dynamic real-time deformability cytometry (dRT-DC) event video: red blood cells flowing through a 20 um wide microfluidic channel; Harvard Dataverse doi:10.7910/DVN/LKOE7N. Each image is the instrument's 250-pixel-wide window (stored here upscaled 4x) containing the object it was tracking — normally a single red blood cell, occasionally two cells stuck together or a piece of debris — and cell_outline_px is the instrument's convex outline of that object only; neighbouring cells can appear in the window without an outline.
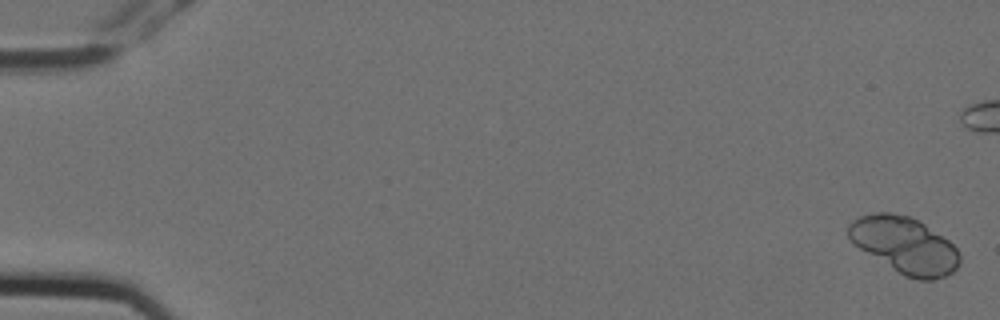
{"species": "Egyptian fruit bat (a non-hibernating species)", "species_latin": "Rousettus aegyptiacus", "temperature_condition": "cold", "stored_images_in_passage": 3, "camera_frame_rate_fps": 3000, "um_per_image_px": 0.085, "animal": {"sex": "female"}, "frame": {"image": 1, "passage_image": 1, "time_ms": 0.0, "image_size_px": [1000, 320], "cell_outline_px": [[960, 264], [952, 272], [944, 276], [932, 280], [920, 280], [904, 276], [860, 248], [848, 236], [848, 224], [852, 220], [860, 216], [876, 212], [888, 212], [908, 216], [924, 224], [948, 240], [960, 252]], "centroid_in_image_um": [76.91, 20.84], "position_along_channel_um": 8.1, "area_um2": 36.07}}